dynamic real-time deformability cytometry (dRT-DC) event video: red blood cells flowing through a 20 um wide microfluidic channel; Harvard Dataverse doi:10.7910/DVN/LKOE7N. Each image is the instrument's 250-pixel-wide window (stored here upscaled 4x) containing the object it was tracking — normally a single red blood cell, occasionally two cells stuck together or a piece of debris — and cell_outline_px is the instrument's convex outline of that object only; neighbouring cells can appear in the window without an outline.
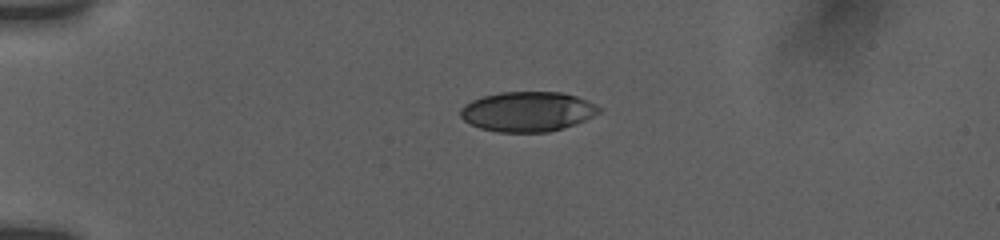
{"species": "human", "species_latin": "Homo sapiens", "temperature_condition": "room temperature", "stored_images_in_passage": 43, "camera_frame_rate_fps": 3000, "um_per_image_px": 0.085, "donor": {"sex": "female"}, "frame": {"image": 1, "passage_image": 1, "time_ms": 0.0, "image_size_px": [1000, 240], "cell_outline_px": [[600, 112], [576, 124], [564, 128], [548, 132], [500, 132], [480, 128], [464, 120], [460, 116], [460, 108], [464, 104], [472, 100], [484, 96], [500, 92], [560, 92], [576, 96], [588, 100], [600, 108]], "centroid_in_image_um": [44.83, 9.48], "position_along_channel_um": 40.2, "area_um2": 32.14}}
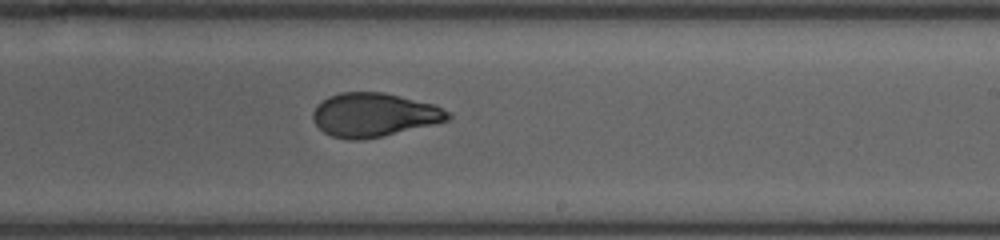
{"frame": {"image": 2, "passage_image": 16, "time_ms": 7.0, "image_size_px": [1000, 240], "cell_outline_px": [[452, 116], [448, 120], [384, 136], [360, 140], [348, 140], [332, 136], [324, 132], [312, 120], [312, 112], [316, 104], [328, 96], [340, 92], [384, 92], [436, 104], [452, 112]], "centroid_in_image_um": [31.79, 9.75], "position_along_channel_um": 257.2, "area_um2": 34.8}}
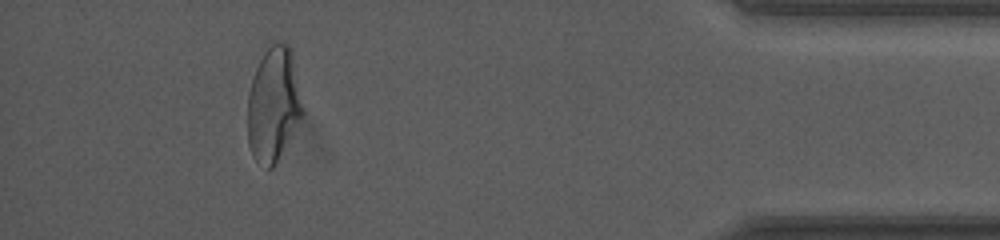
{"frame": {"image": 3, "passage_image": 37, "time_ms": 12.333, "image_size_px": [1000, 240], "cell_outline_px": [[304, 112], [272, 168], [268, 168], [256, 160], [252, 156], [248, 144], [248, 92], [256, 68], [264, 52], [272, 44], [288, 44], [292, 48], [304, 108]], "centroid_in_image_um": [23.25, 8.85], "position_along_channel_um": 411.9, "area_um2": 36.3}, "authors_computed_cell_mechanics": {"area_um2": 34.6222, "velocity_mm_per_s": 3.7734, "shape_relaxation_time_tau1_ms": 9.4581, "shape_relaxation_time_tau2_ms": 0.9697, "deformation_change_tau1": 0.2605, "deformation_change_tau2": 0.0639}}